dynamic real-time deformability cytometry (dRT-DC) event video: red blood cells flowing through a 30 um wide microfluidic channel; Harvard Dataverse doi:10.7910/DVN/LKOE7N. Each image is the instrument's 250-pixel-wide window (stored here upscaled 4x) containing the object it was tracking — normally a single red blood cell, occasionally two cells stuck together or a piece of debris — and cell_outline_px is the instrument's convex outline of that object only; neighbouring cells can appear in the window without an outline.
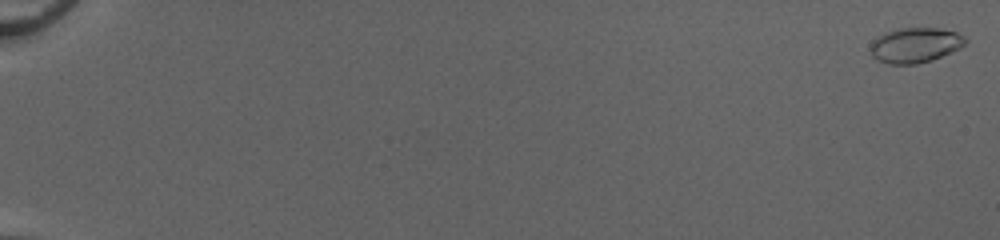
{"species": "common noctule bat (a hibernating species)", "species_latin": "Nyctalus noctula", "temperature_condition": "cold", "stored_images_in_passage": 54, "camera_frame_rate_fps": 3000, "um_per_image_px": 0.085, "animal": {"sex": "female", "body_mass_g": 20.0, "forearm_length_mm": 54.0}, "frame": {"image": 1, "passage_image": 1, "time_ms": 0.0, "image_size_px": [1000, 240], "cell_outline_px": [[968, 40], [964, 44], [932, 60], [916, 64], [888, 64], [876, 60], [872, 56], [872, 40], [876, 36], [884, 32], [900, 28], [940, 28], [956, 32], [964, 36]], "centroid_in_image_um": [77.74, 3.83], "position_along_channel_um": 7.3, "area_um2": 19.25}}
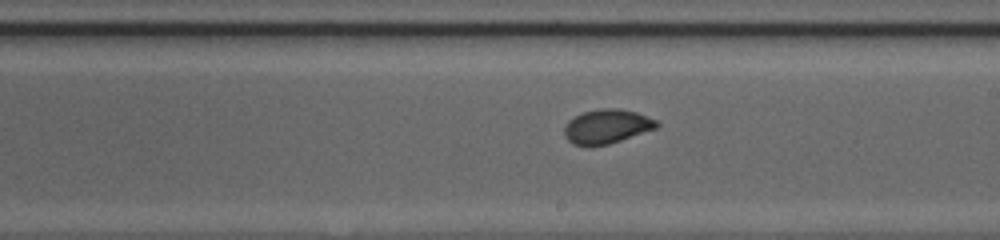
{"frame": {"image": 2, "passage_image": 34, "time_ms": 11.0, "image_size_px": [1000, 240], "cell_outline_px": [[660, 124], [656, 128], [608, 144], [588, 148], [572, 144], [564, 136], [564, 128], [568, 120], [584, 112], [600, 108], [616, 108], [636, 112], [656, 120]], "centroid_in_image_um": [51.53, 10.77], "position_along_channel_um": 237.5, "area_um2": 18.5}}
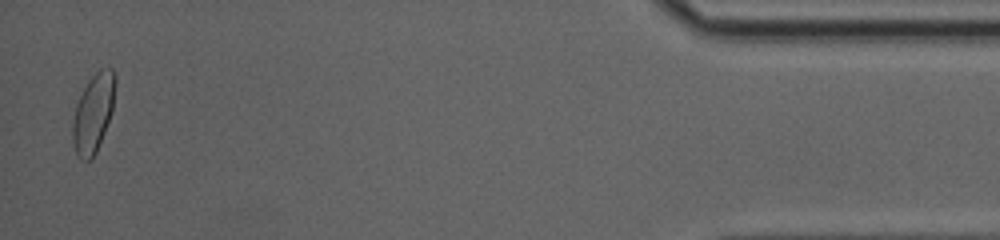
{"frame": {"image": 3, "passage_image": 53, "time_ms": 17.333, "image_size_px": [1000, 240], "cell_outline_px": [[116, 84], [112, 112], [96, 152], [92, 160], [80, 160], [76, 156], [72, 140], [72, 120], [76, 104], [88, 80], [100, 68], [112, 68], [116, 76]], "centroid_in_image_um": [7.92, 9.62], "position_along_channel_um": 427.3, "area_um2": 19.71}, "authors_computed_cell_mechanics": {"area_um2": 18.5538, "velocity_mm_per_s": 4.1199, "shape_relaxation_time_tau1_ms": 3.0245, "shape_relaxation_time_tau2_ms": null, "deformation_change_tau1": 0.127, "deformation_change_tau2": null}}